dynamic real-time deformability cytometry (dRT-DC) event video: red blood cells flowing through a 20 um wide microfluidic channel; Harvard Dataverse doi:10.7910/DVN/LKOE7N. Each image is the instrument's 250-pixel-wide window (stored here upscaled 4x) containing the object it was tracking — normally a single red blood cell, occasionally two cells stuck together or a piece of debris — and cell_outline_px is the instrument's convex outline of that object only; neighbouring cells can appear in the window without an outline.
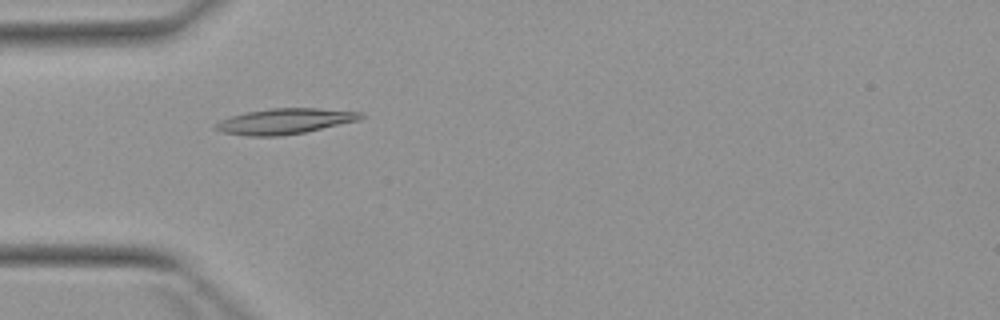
{"species": "Egyptian fruit bat (a non-hibernating species)", "species_latin": "Rousettus aegyptiacus", "temperature_condition": "warm", "stored_images_in_passage": 5, "camera_frame_rate_fps": 3000, "um_per_image_px": 0.085, "animal": {"sex": "female"}, "frame": {"image": 1, "passage_image": 4, "time_ms": 3.667, "image_size_px": [1000, 320], "cell_outline_px": [[364, 116], [360, 120], [304, 132], [276, 136], [248, 136], [224, 132], [212, 128], [220, 120], [232, 116], [248, 112], [272, 108], [316, 108], [364, 112]], "centroid_in_image_um": [24.24, 10.3], "position_along_channel_um": 60.8, "area_um2": 21.39}}
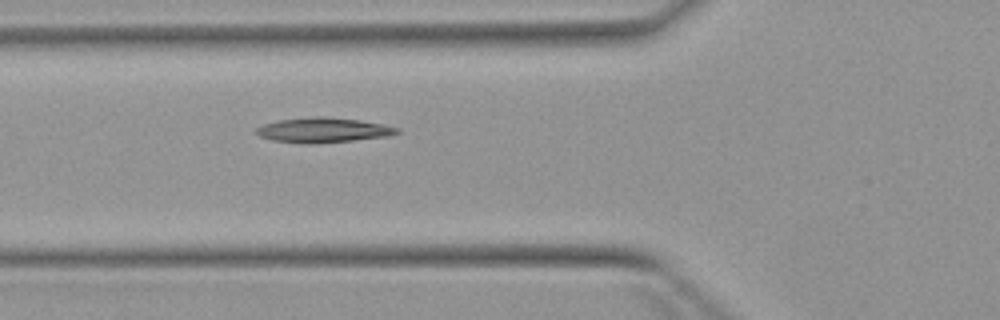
{"frame": {"image": 2, "passage_image": 5, "time_ms": 4.667, "image_size_px": [1000, 320], "cell_outline_px": [[400, 132], [388, 136], [352, 140], [312, 144], [300, 144], [272, 140], [260, 136], [256, 132], [256, 128], [264, 124], [280, 120], [312, 116], [324, 116], [360, 120], [384, 124], [400, 128]], "centroid_in_image_um": [27.48, 11.06], "position_along_channel_um": 98.3, "area_um2": 20.46}}